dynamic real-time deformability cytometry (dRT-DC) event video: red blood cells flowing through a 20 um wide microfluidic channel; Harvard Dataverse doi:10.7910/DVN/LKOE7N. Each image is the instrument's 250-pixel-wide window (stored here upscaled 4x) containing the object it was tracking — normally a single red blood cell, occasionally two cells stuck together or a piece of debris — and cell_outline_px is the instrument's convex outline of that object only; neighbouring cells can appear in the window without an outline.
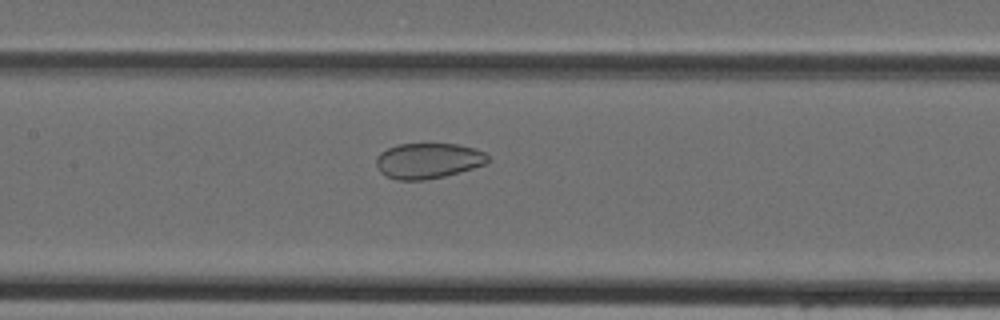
{"species": "Egyptian fruit bat (a non-hibernating species)", "species_latin": "Rousettus aegyptiacus", "temperature_condition": "cold", "stored_images_in_passage": 46, "camera_frame_rate_fps": 3000, "um_per_image_px": 0.085, "animal": {"sex": "female"}, "frame": {"image": 1, "passage_image": 22, "time_ms": 7.0, "image_size_px": [1000, 320], "cell_outline_px": [[488, 160], [484, 164], [460, 172], [444, 176], [424, 180], [396, 180], [380, 172], [376, 164], [376, 156], [380, 152], [396, 144], [456, 144], [472, 148], [484, 152], [488, 156]], "centroid_in_image_um": [36.35, 13.66], "position_along_channel_um": 171.1, "area_um2": 22.95}}
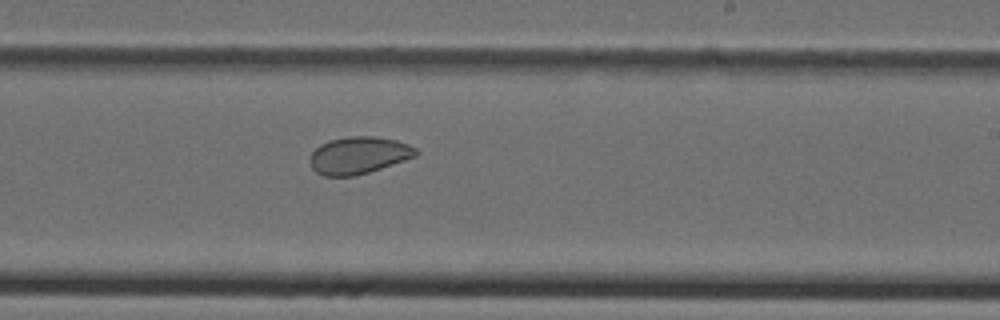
{"frame": {"image": 2, "passage_image": 28, "time_ms": 9.0, "image_size_px": [1000, 320], "cell_outline_px": [[420, 152], [416, 156], [356, 176], [324, 176], [316, 172], [312, 168], [308, 160], [312, 152], [320, 144], [328, 140], [348, 136], [372, 136], [396, 140], [408, 144], [416, 148]], "centroid_in_image_um": [30.46, 13.19], "position_along_channel_um": 258.5, "area_um2": 23.0}}
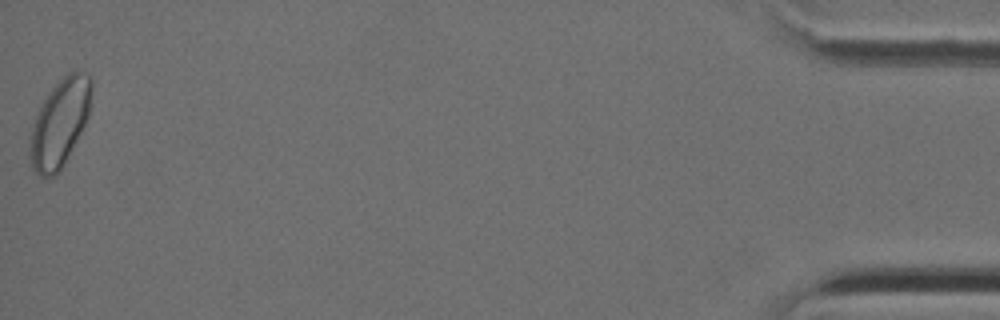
{"frame": {"image": 3, "passage_image": 46, "time_ms": 15.0, "image_size_px": [1000, 320], "cell_outline_px": [[92, 88], [88, 116], [60, 172], [56, 176], [40, 176], [32, 168], [28, 156], [28, 144], [32, 128], [36, 116], [48, 92], [68, 72], [76, 68], [84, 72], [92, 80]], "centroid_in_image_um": [5.06, 10.45], "position_along_channel_um": 430.1, "area_um2": 31.27}}